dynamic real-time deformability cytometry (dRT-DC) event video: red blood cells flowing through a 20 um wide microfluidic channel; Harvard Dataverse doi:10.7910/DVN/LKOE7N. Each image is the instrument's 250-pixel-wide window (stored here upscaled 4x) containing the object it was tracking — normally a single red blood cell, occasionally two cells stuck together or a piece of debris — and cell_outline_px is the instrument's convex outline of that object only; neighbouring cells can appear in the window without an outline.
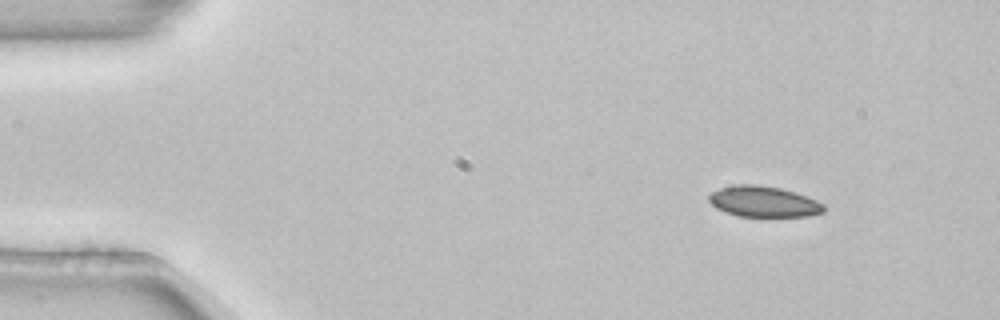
{"species": "common noctule bat (a hibernating species)", "species_latin": "Nyctalus noctula", "temperature_condition": "room temperature", "stored_images_in_passage": 4, "segment_of_instrument_passage": [1, 2], "camera_frame_rate_fps": 3000, "um_per_image_px": 0.085, "animal": {"sex": "female", "body_mass_g": 22.7, "forearm_length_mm": 54.2}, "frame": {"image": 1, "passage_image": 1, "time_ms": 0.0, "image_size_px": [1000, 320], "cell_outline_px": [[824, 212], [808, 216], [736, 216], [724, 212], [716, 208], [708, 200], [708, 196], [712, 192], [720, 188], [740, 184], [756, 184], [780, 188], [796, 192], [816, 200], [824, 204]], "centroid_in_image_um": [64.89, 17.14], "position_along_channel_um": 20.1, "area_um2": 20.63}}